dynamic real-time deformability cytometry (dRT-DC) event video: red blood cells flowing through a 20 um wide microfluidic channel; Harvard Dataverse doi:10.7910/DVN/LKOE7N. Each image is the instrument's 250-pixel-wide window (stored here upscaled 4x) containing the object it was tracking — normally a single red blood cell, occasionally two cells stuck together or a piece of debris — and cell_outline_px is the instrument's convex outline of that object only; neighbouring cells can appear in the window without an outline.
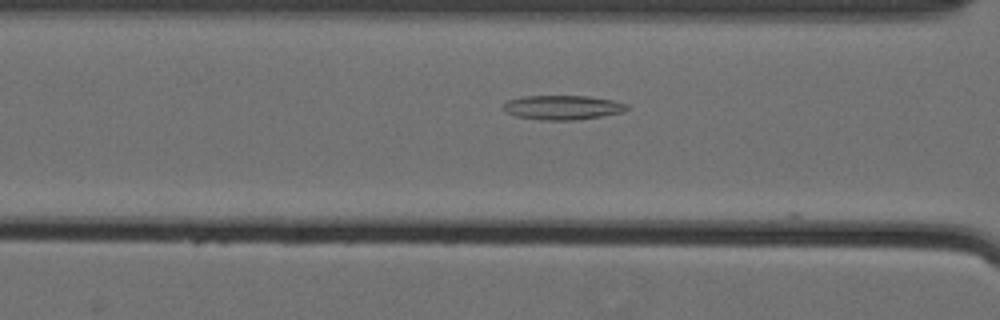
{"species": "Egyptian fruit bat (a non-hibernating species)", "species_latin": "Rousettus aegyptiacus", "temperature_condition": "cold", "stored_images_in_passage": 57, "segment_of_instrument_passage": [1, 2], "camera_frame_rate_fps": 3000, "um_per_image_px": 0.085, "animal": {"sex": "female"}, "frame": {"image": 1, "passage_image": 26, "time_ms": 8.333, "image_size_px": [1000, 320], "cell_outline_px": [[628, 108], [624, 112], [600, 116], [572, 120], [540, 120], [516, 116], [508, 112], [504, 108], [504, 104], [508, 100], [524, 96], [588, 96], [612, 100], [628, 104]], "centroid_in_image_um": [47.84, 9.13], "position_along_channel_um": 118.8, "area_um2": 17.34}}
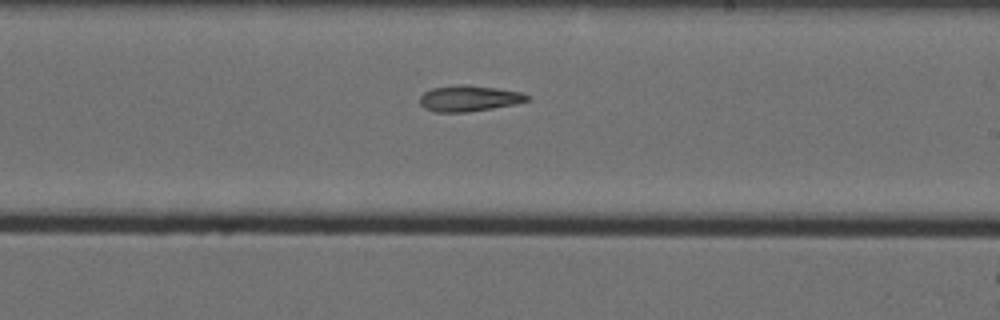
{"frame": {"image": 2, "passage_image": 37, "time_ms": 12.0, "image_size_px": [1000, 320], "cell_outline_px": [[532, 96], [528, 100], [516, 104], [468, 112], [436, 112], [424, 108], [420, 104], [420, 96], [424, 92], [432, 88], [460, 84], [468, 84], [524, 92]], "centroid_in_image_um": [39.9, 8.35], "position_along_channel_um": 249.1, "area_um2": 16.42}}
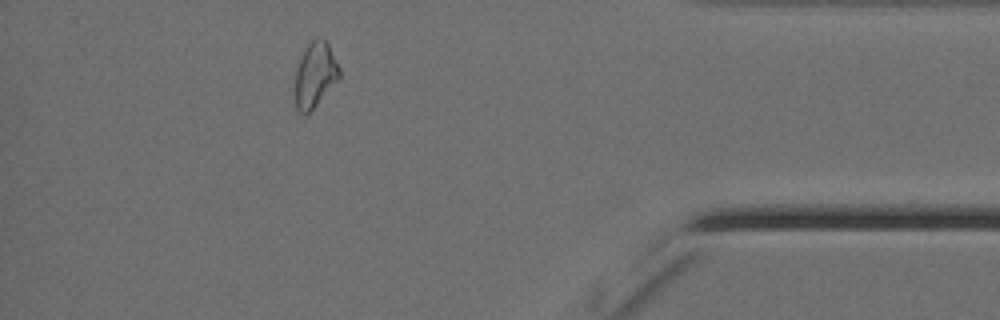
{"frame": {"image": 3, "passage_image": 53, "time_ms": 17.333, "image_size_px": [1000, 320], "cell_outline_px": [[340, 76], [316, 104], [308, 112], [300, 112], [296, 108], [296, 68], [304, 48], [316, 36], [324, 40], [328, 44], [340, 68]], "centroid_in_image_um": [26.78, 6.29], "position_along_channel_um": 408.4, "area_um2": 16.24}}